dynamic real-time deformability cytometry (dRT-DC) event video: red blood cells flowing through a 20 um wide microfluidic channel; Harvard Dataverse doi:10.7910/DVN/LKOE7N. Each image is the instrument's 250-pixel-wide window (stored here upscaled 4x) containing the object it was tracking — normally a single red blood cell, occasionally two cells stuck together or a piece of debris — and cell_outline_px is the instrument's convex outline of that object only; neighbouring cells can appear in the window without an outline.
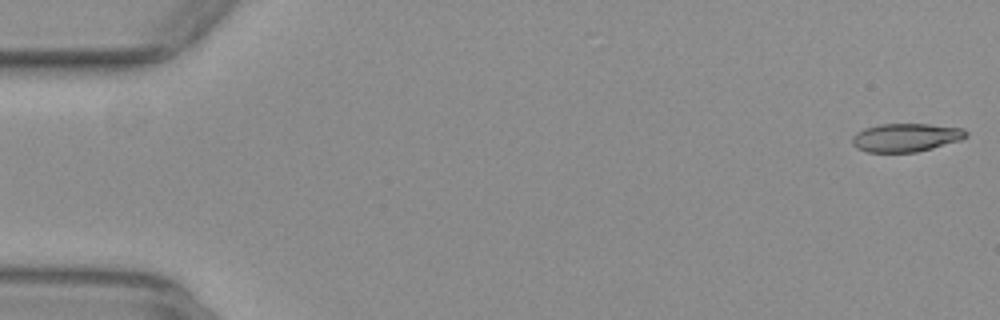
{"species": "common noctule bat (a hibernating species)", "species_latin": "Nyctalus noctula", "temperature_condition": "warm", "stored_images_in_passage": 53, "camera_frame_rate_fps": 3000, "um_per_image_px": 0.085, "animal": {"sex": "female", "body_mass_g": 29.2, "forearm_length_mm": 56.3}, "frame": {"image": 1, "passage_image": 1, "time_ms": 0.0, "image_size_px": [1000, 320], "cell_outline_px": [[968, 136], [960, 140], [932, 148], [916, 152], [868, 152], [856, 148], [852, 144], [852, 136], [856, 132], [864, 128], [880, 124], [928, 124], [964, 128], [968, 132]], "centroid_in_image_um": [76.99, 11.68], "position_along_channel_um": 8.0, "area_um2": 18.9}}
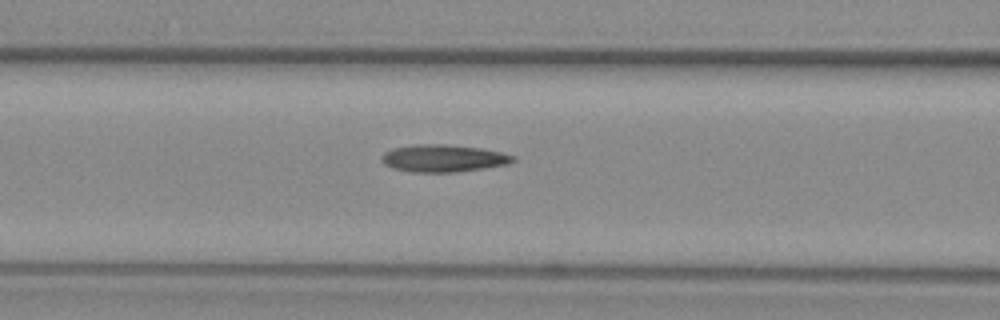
{"frame": {"image": 2, "passage_image": 22, "time_ms": 7.0, "image_size_px": [1000, 320], "cell_outline_px": [[516, 160], [508, 164], [484, 168], [456, 172], [412, 172], [392, 168], [384, 164], [380, 160], [380, 156], [384, 152], [392, 148], [412, 144], [448, 144], [480, 148], [500, 152], [516, 156]], "centroid_in_image_um": [37.65, 13.45], "position_along_channel_um": 129.0, "area_um2": 21.15}}
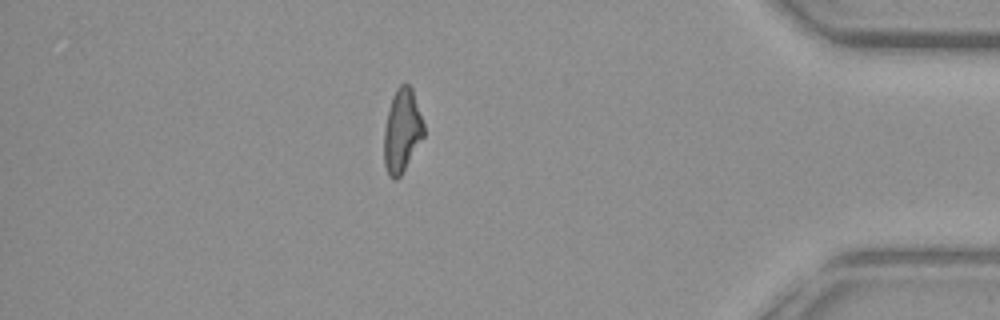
{"frame": {"image": 3, "passage_image": 46, "time_ms": 15.0, "image_size_px": [1000, 320], "cell_outline_px": [[424, 136], [400, 176], [396, 180], [392, 180], [388, 176], [384, 164], [384, 128], [392, 96], [396, 88], [400, 84], [408, 84], [412, 88], [424, 124]], "centroid_in_image_um": [34.16, 11.12], "position_along_channel_um": 401.0, "area_um2": 19.31}, "authors_computed_cell_mechanics": {"area_um2": 19.8832, "velocity_mm_per_s": 3.9211, "shape_relaxation_time_tau1_ms": null, "shape_relaxation_time_tau2_ms": 2.4011, "deformation_change_tau1": null, "deformation_change_tau2": 0.112}}